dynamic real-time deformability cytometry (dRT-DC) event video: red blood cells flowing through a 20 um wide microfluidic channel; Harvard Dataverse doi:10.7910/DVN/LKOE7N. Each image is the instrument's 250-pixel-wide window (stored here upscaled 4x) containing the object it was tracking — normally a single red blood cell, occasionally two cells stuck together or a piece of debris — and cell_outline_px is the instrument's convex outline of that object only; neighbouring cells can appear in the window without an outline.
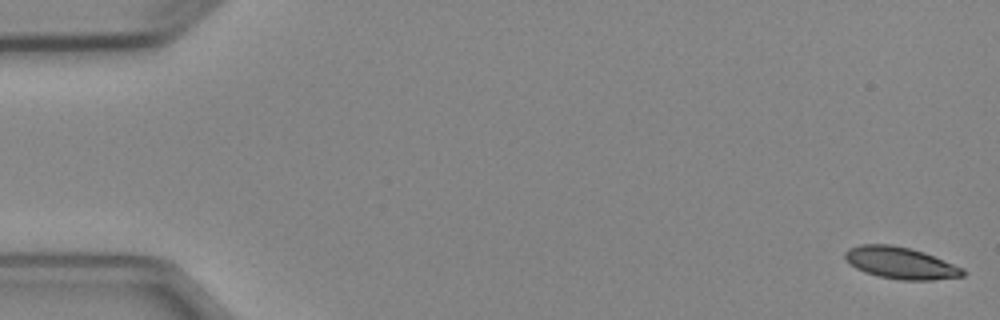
{"species": "Egyptian fruit bat (a non-hibernating species)", "species_latin": "Rousettus aegyptiacus", "temperature_condition": "cold", "stored_images_in_passage": 5, "camera_frame_rate_fps": 3000, "um_per_image_px": 0.085, "animal": {"sex": "female"}, "frame": {"image": 1, "passage_image": 1, "time_ms": 0.0, "image_size_px": [1000, 320], "cell_outline_px": [[964, 276], [932, 280], [900, 280], [880, 276], [864, 272], [848, 264], [844, 256], [844, 252], [848, 248], [860, 244], [888, 244], [908, 248], [924, 252], [964, 268]], "centroid_in_image_um": [76.52, 22.35], "position_along_channel_um": 8.5, "area_um2": 21.85}}
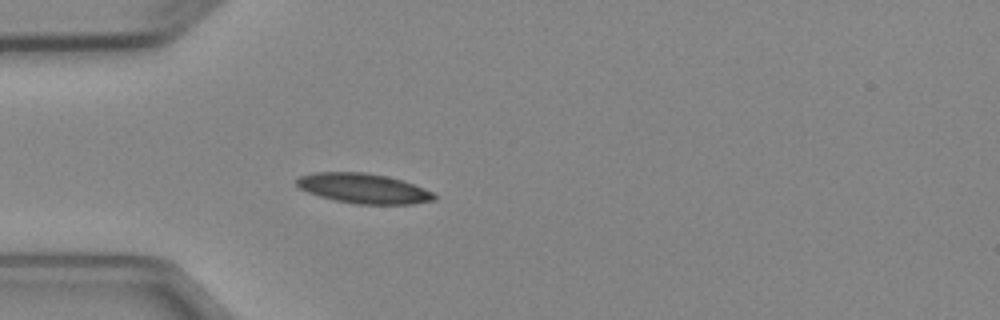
{"frame": {"image": 2, "passage_image": 5, "time_ms": 4.667, "image_size_px": [1000, 320], "cell_outline_px": [[436, 196], [432, 200], [412, 204], [356, 204], [336, 200], [320, 196], [308, 192], [300, 188], [296, 184], [296, 180], [300, 176], [312, 172], [364, 172], [384, 176], [400, 180], [412, 184], [432, 192]], "centroid_in_image_um": [30.85, 16.01], "position_along_channel_um": 54.2, "area_um2": 23.58}}